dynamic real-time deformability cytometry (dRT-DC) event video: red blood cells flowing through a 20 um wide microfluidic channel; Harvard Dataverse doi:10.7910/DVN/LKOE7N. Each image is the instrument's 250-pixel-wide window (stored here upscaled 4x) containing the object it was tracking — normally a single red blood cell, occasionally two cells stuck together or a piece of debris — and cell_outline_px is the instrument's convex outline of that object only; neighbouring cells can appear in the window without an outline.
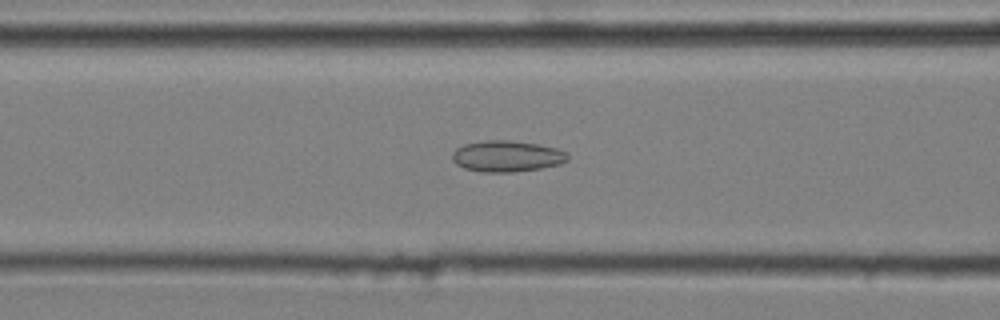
{"species": "common noctule bat (a hibernating species)", "species_latin": "Nyctalus noctula", "temperature_condition": "cold", "stored_images_in_passage": 51, "camera_frame_rate_fps": 3000, "um_per_image_px": 0.085, "animal": {"sex": "male", "body_mass_g": 20.4}, "frame": {"image": 1, "passage_image": 20, "time_ms": 6.333, "image_size_px": [1000, 320], "cell_outline_px": [[568, 160], [560, 164], [540, 168], [512, 172], [480, 172], [464, 168], [456, 164], [452, 160], [452, 152], [456, 148], [464, 144], [488, 140], [508, 140], [536, 144], [556, 148], [568, 152]], "centroid_in_image_um": [43.07, 13.28], "position_along_channel_um": 123.5, "area_um2": 20.98}}
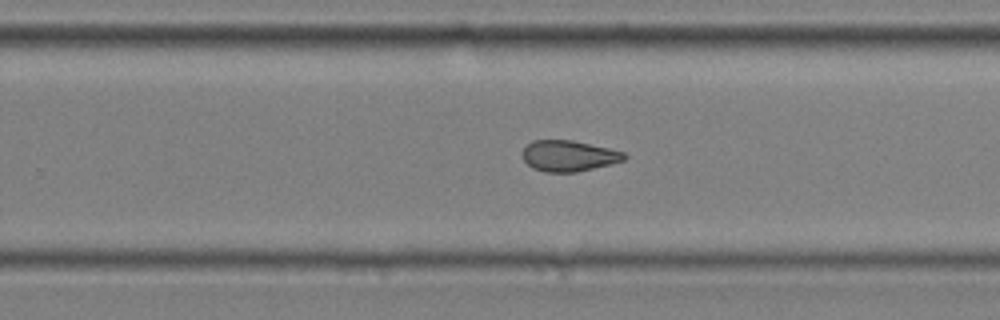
{"frame": {"image": 2, "passage_image": 33, "time_ms": 10.667, "image_size_px": [1000, 320], "cell_outline_px": [[628, 156], [624, 160], [612, 164], [576, 172], [544, 172], [532, 168], [524, 160], [524, 148], [532, 140], [572, 140], [608, 148], [624, 152]], "centroid_in_image_um": [48.36, 13.25], "position_along_channel_um": 281.4, "area_um2": 18.26}}
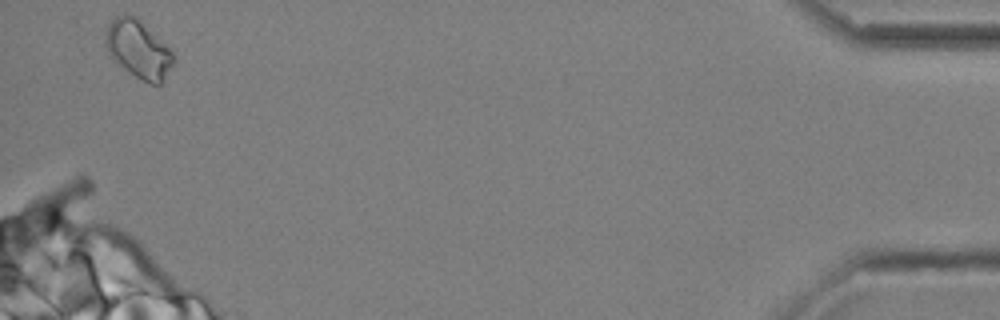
{"frame": {"image": 3, "passage_image": 50, "time_ms": 16.333, "image_size_px": [1000, 320], "cell_outline_px": [[176, 64], [160, 84], [148, 84], [140, 80], [128, 72], [108, 56], [104, 44], [104, 32], [108, 24], [116, 16], [124, 12], [136, 16], [172, 52], [176, 60]], "centroid_in_image_um": [11.72, 4.2], "position_along_channel_um": 423.5, "area_um2": 23.41}, "authors_computed_cell_mechanics": {"area_um2": 20.1722, "velocity_mm_per_s": 3.6499, "shape_relaxation_time_tau1_ms": null, "shape_relaxation_time_tau2_ms": 2.9267, "deformation_change_tau1": null, "deformation_change_tau2": 0.1008}}